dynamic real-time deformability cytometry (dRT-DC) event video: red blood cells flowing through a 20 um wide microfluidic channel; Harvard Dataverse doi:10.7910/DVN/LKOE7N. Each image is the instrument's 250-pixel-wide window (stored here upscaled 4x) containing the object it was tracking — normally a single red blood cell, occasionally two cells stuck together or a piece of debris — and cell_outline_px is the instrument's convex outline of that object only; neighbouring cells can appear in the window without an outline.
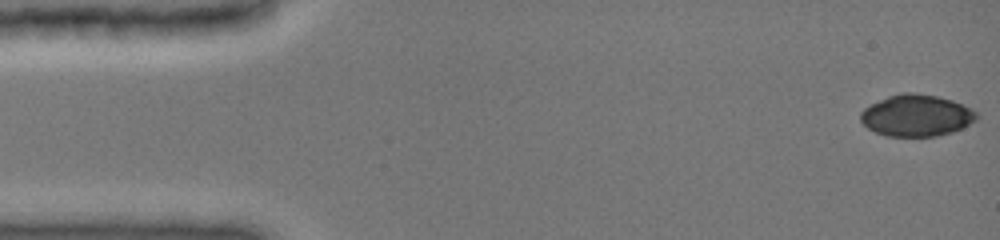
{"species": "common noctule bat (a hibernating species)", "species_latin": "Nyctalus noctula", "temperature_condition": "cold", "stored_images_in_passage": 47, "camera_frame_rate_fps": 3000, "um_per_image_px": 0.085, "animal": {"sex": "female", "body_mass_g": 19.0, "forearm_length_mm": 51.5}, "frame": {"image": 1, "passage_image": 1, "time_ms": 0.0, "image_size_px": [1000, 240], "cell_outline_px": [[976, 120], [952, 132], [936, 136], [888, 136], [876, 132], [868, 128], [860, 120], [860, 112], [864, 108], [888, 96], [900, 92], [916, 92], [936, 96], [952, 100], [972, 108], [976, 112]], "centroid_in_image_um": [77.88, 9.8], "position_along_channel_um": 7.1, "area_um2": 28.03}}
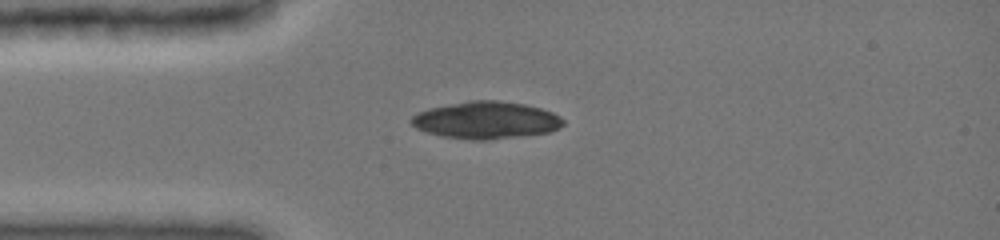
{"frame": {"image": 2, "passage_image": 12, "time_ms": 3.667, "image_size_px": [1000, 240], "cell_outline_px": [[564, 124], [560, 128], [552, 132], [488, 140], [472, 140], [444, 136], [428, 132], [416, 128], [408, 120], [416, 112], [428, 108], [468, 100], [496, 100], [524, 104], [540, 108], [552, 112], [560, 116], [564, 120]], "centroid_in_image_um": [41.32, 10.21], "position_along_channel_um": 43.7, "area_um2": 33.12}}